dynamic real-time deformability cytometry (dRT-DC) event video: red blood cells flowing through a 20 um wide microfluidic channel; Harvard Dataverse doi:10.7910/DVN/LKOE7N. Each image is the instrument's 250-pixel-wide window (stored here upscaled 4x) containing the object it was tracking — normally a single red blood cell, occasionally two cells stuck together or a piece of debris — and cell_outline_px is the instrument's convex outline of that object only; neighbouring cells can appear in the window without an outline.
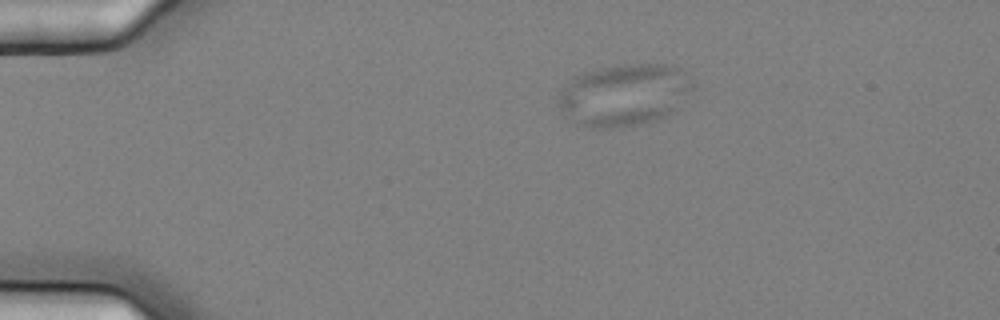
{"species": "common noctule bat (a hibernating species)", "species_latin": "Nyctalus noctula", "temperature_condition": "cold", "stored_images_in_passage": 7, "camera_frame_rate_fps": 3000, "um_per_image_px": 0.085, "animal": {"sex": "female", "body_mass_g": 25.1}, "frame": {"image": 1, "passage_image": 3, "time_ms": 0.667, "image_size_px": [1000, 320], "cell_outline_px": [[696, 84], [664, 116], [640, 124], [612, 128], [592, 128], [580, 124], [560, 108], [556, 104], [556, 96], [576, 76], [596, 68], [624, 64], [668, 64], [688, 72]], "centroid_in_image_um": [53.05, 8.03], "position_along_channel_um": 32.0, "area_um2": 47.8}}
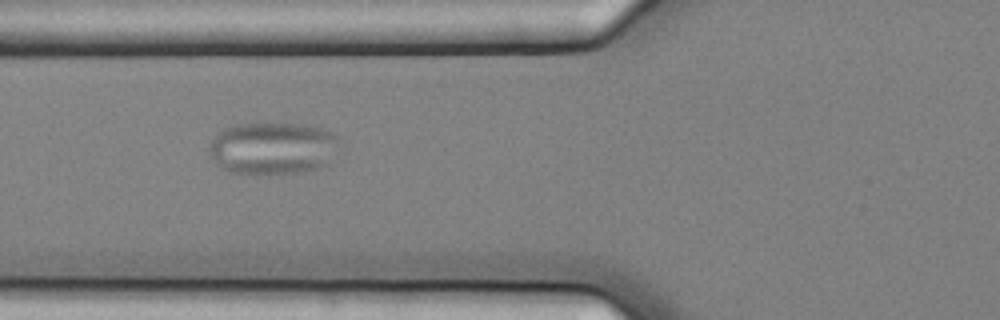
{"frame": {"image": 2, "passage_image": 6, "time_ms": 1.667, "image_size_px": [1000, 320], "cell_outline_px": [[336, 136], [328, 164], [320, 168], [296, 172], [232, 172], [220, 168], [216, 164], [208, 148], [212, 140], [224, 128], [236, 124], [300, 124], [320, 128], [332, 132]], "centroid_in_image_um": [23.11, 12.58], "position_along_channel_um": 102.7, "area_um2": 38.44}}
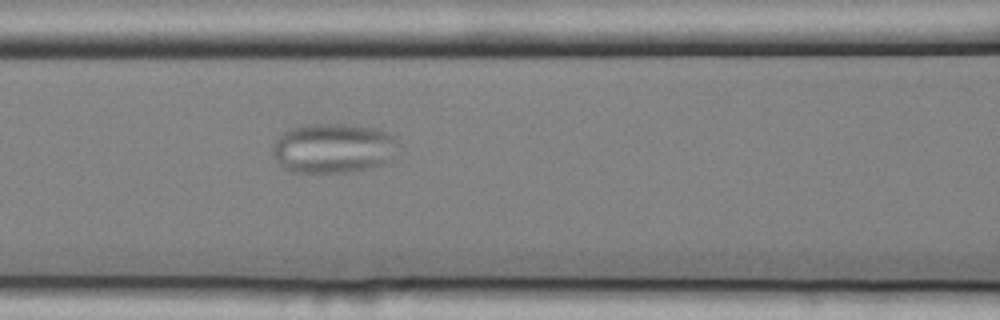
{"frame": {"image": 3, "passage_image": 7, "time_ms": 2.0, "image_size_px": [1000, 320], "cell_outline_px": [[400, 144], [384, 164], [368, 168], [348, 172], [292, 172], [284, 168], [280, 164], [272, 148], [276, 140], [284, 132], [292, 128], [304, 124], [356, 124], [376, 128], [388, 132], [396, 136]], "centroid_in_image_um": [28.37, 12.57], "position_along_channel_um": 138.2, "area_um2": 36.47}}